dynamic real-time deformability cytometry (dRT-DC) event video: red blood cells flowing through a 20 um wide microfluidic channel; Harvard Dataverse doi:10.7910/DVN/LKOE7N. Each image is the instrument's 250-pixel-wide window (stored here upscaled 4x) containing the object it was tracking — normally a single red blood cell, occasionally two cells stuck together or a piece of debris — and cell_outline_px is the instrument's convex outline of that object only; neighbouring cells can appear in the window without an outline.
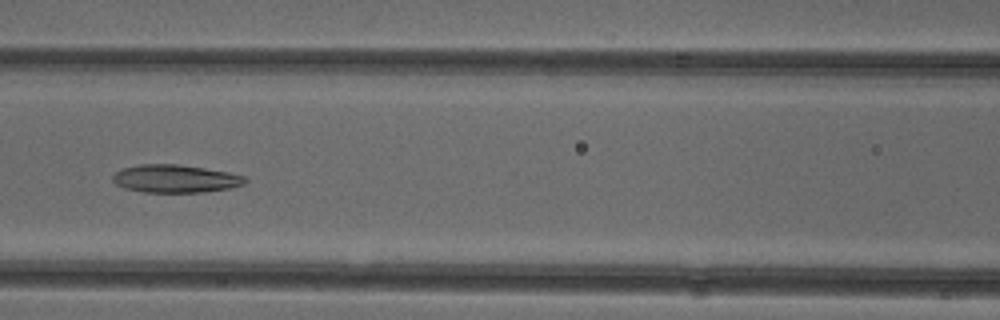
{"species": "common noctule bat (a hibernating species)", "species_latin": "Nyctalus noctula", "temperature_condition": "cold", "stored_images_in_passage": 46, "camera_frame_rate_fps": 3000, "um_per_image_px": 0.085, "animal": {"sex": "female"}, "frame": {"image": 1, "passage_image": 19, "time_ms": 6.0, "image_size_px": [1000, 320], "cell_outline_px": [[248, 180], [244, 184], [228, 188], [204, 192], [144, 192], [124, 188], [116, 184], [112, 180], [112, 176], [116, 172], [124, 168], [140, 164], [176, 164], [204, 168], [228, 172], [244, 176]], "centroid_in_image_um": [14.89, 15.19], "position_along_channel_um": 151.7, "area_um2": 21.39}}
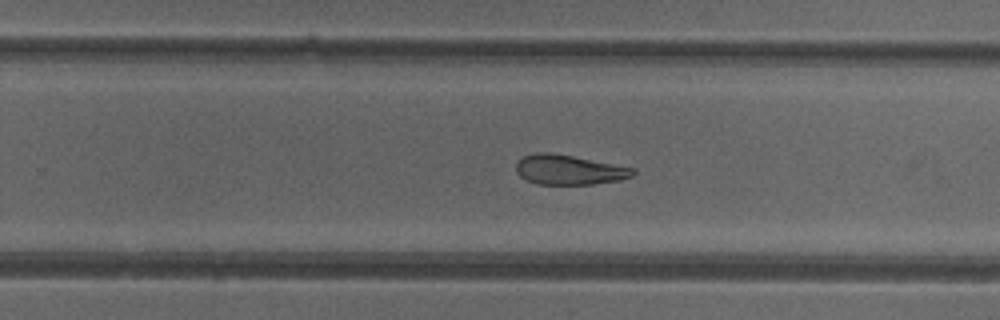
{"frame": {"image": 2, "passage_image": 29, "time_ms": 9.333, "image_size_px": [1000, 320], "cell_outline_px": [[636, 172], [632, 176], [620, 180], [592, 184], [536, 184], [520, 176], [516, 172], [516, 164], [524, 156], [536, 152], [548, 152], [572, 156], [636, 168]], "centroid_in_image_um": [48.38, 14.43], "position_along_channel_um": 281.4, "area_um2": 20.17}}
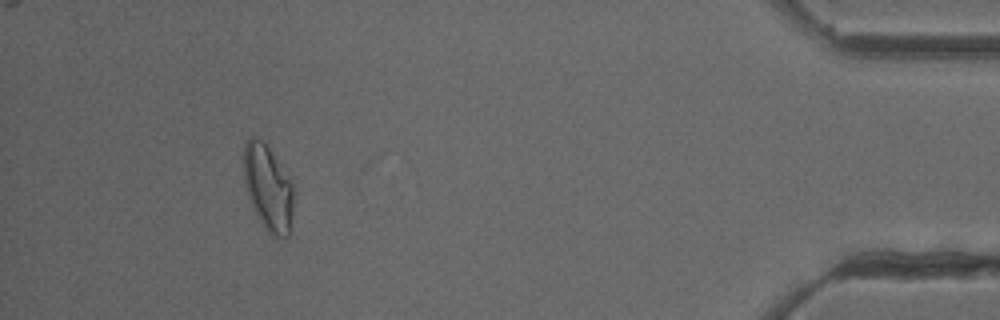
{"frame": {"image": 3, "passage_image": 44, "time_ms": 14.333, "image_size_px": [1000, 320], "cell_outline_px": [[292, 212], [288, 240], [276, 240], [264, 228], [248, 196], [244, 184], [244, 140], [252, 136], [256, 136], [264, 140], [292, 180]], "centroid_in_image_um": [22.79, 15.96], "position_along_channel_um": 412.4, "area_um2": 25.37}, "authors_computed_cell_mechanics": {"area_um2": 22.9755, "velocity_mm_per_s": 3.9137, "shape_relaxation_time_tau1_ms": null, "shape_relaxation_time_tau2_ms": 2.5702, "deformation_change_tau1": null, "deformation_change_tau2": 0.1066}}